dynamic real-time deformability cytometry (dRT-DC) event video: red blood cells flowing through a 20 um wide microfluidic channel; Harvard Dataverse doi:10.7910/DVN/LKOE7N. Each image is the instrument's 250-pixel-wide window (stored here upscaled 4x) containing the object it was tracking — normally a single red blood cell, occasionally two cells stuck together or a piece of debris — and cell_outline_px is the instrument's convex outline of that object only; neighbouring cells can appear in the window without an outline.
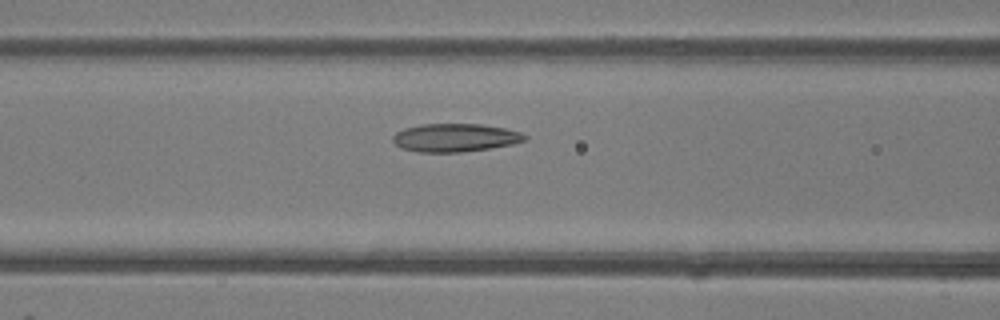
{"species": "common noctule bat (a hibernating species)", "species_latin": "Nyctalus noctula", "temperature_condition": "room temperature", "stored_images_in_passage": 40, "camera_frame_rate_fps": 3000, "um_per_image_px": 0.085, "animal": {"sex": "female"}, "frame": {"image": 1, "passage_image": 11, "time_ms": 3.333, "image_size_px": [1000, 320], "cell_outline_px": [[528, 140], [512, 144], [488, 148], [460, 152], [420, 152], [400, 148], [392, 140], [392, 136], [396, 132], [404, 128], [420, 124], [480, 124], [504, 128], [520, 132], [528, 136]], "centroid_in_image_um": [38.67, 11.7], "position_along_channel_um": 127.9, "area_um2": 21.68}}
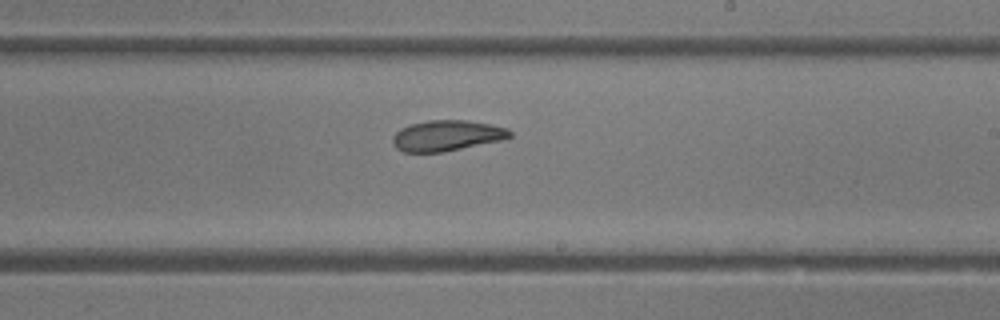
{"frame": {"image": 2, "passage_image": 20, "time_ms": 6.333, "image_size_px": [1000, 320], "cell_outline_px": [[512, 136], [504, 140], [444, 152], [404, 152], [396, 148], [392, 144], [392, 136], [400, 128], [408, 124], [428, 120], [468, 120], [492, 124], [508, 128], [512, 132]], "centroid_in_image_um": [37.99, 11.52], "position_along_channel_um": 251.0, "area_um2": 21.39}}
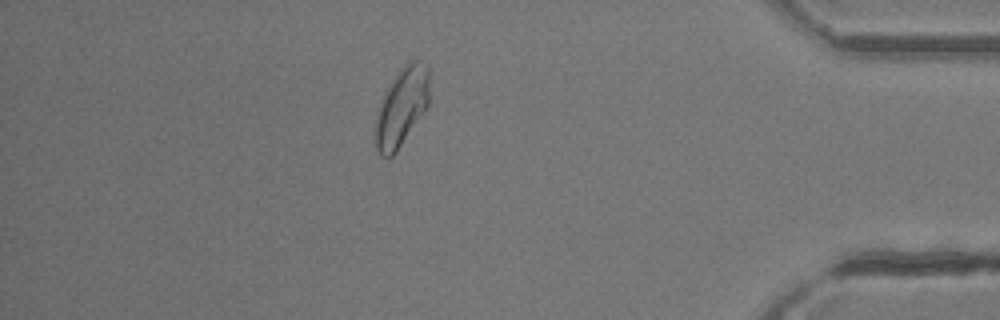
{"frame": {"image": 3, "passage_image": 34, "time_ms": 11.0, "image_size_px": [1000, 320], "cell_outline_px": [[428, 104], [424, 112], [396, 152], [392, 156], [380, 156], [376, 148], [376, 112], [380, 100], [384, 92], [396, 72], [408, 60], [416, 60], [428, 68]], "centroid_in_image_um": [34.11, 9.07], "position_along_channel_um": 401.1, "area_um2": 24.51}, "authors_computed_cell_mechanics": {"area_um2": 22.5709, "velocity_mm_per_s": 4.1061, "shape_relaxation_time_tau1_ms": 7.3113, "shape_relaxation_time_tau2_ms": 2.2696, "deformation_change_tau1": 0.1579, "deformation_change_tau2": 0.0715}}